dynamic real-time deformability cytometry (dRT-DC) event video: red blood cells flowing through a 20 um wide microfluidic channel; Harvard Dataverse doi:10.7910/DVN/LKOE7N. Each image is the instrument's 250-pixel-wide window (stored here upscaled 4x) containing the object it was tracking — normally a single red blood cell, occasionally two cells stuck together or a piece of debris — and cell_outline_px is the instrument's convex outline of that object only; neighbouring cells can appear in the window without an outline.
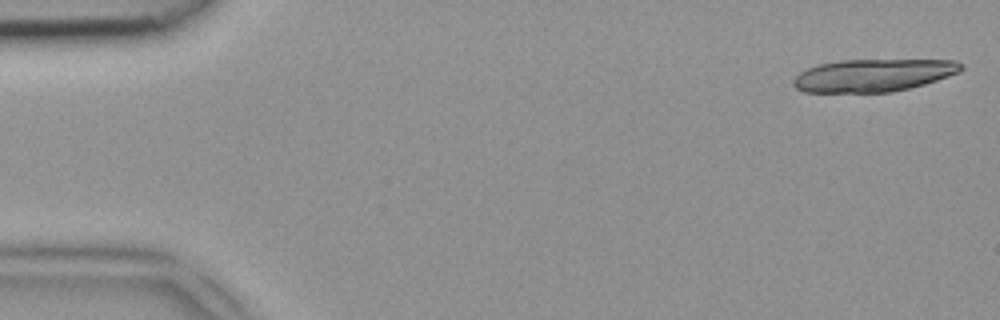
{"species": "common noctule bat (a hibernating species)", "species_latin": "Nyctalus noctula", "temperature_condition": "room temperature", "stored_images_in_passage": 16, "camera_frame_rate_fps": 3000, "um_per_image_px": 0.085, "animal": {"sex": "female", "body_mass_g": 18.4}, "frame": {"image": 1, "passage_image": 1, "time_ms": 0.0, "image_size_px": [1000, 320], "cell_outline_px": [[964, 68], [960, 72], [924, 84], [892, 92], [804, 92], [796, 88], [792, 84], [792, 80], [800, 72], [808, 68], [820, 64], [840, 60], [956, 60], [964, 64]], "centroid_in_image_um": [74.24, 6.39], "position_along_channel_um": 10.8, "area_um2": 31.85}}